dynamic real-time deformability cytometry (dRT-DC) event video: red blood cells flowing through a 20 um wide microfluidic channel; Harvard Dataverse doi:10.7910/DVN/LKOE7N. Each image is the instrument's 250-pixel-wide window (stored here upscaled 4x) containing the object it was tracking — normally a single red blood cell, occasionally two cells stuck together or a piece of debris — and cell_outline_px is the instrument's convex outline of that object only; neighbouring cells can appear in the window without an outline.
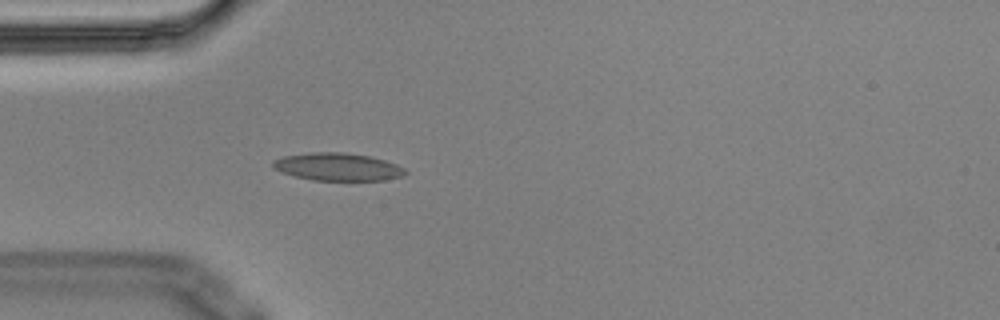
{"species": "Egyptian fruit bat (a non-hibernating species)", "species_latin": "Rousettus aegyptiacus", "temperature_condition": "cold", "stored_images_in_passage": 4, "camera_frame_rate_fps": 3000, "um_per_image_px": 0.085, "animal": {"sex": "male"}, "frame": {"image": 1, "passage_image": 4, "time_ms": 1.0, "image_size_px": [1000, 320], "cell_outline_px": [[408, 172], [404, 176], [384, 180], [312, 180], [280, 172], [272, 168], [272, 160], [284, 156], [308, 152], [344, 152], [368, 156], [384, 160], [396, 164], [404, 168]], "centroid_in_image_um": [28.68, 14.18], "position_along_channel_um": 56.3, "area_um2": 21.44}}